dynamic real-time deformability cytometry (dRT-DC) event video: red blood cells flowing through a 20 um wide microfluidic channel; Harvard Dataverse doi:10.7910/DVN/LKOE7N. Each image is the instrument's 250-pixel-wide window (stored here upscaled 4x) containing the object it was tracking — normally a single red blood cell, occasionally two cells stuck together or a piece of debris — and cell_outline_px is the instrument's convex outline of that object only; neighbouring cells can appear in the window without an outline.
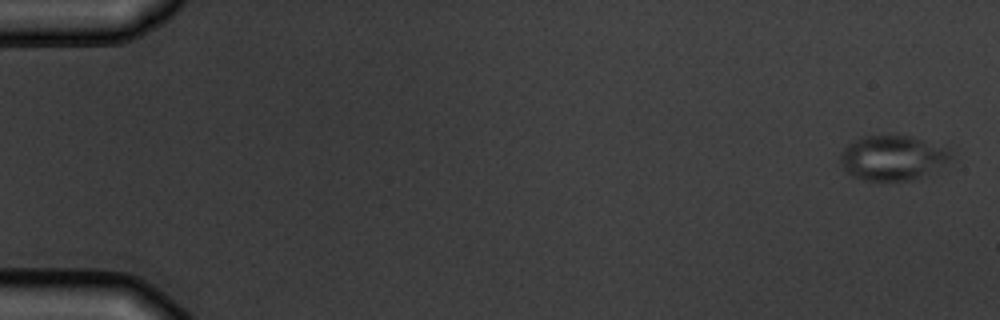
{"species": "common noctule bat (a hibernating species)", "species_latin": "Nyctalus noctula", "temperature_condition": "warm", "stored_images_in_passage": 6, "camera_frame_rate_fps": 3000, "um_per_image_px": 0.085, "animal": {"sex": "male", "body_mass_g": 19.5, "forearm_length_mm": 54.6}, "frame": {"image": 1, "passage_image": 1, "time_ms": 0.0, "image_size_px": [1000, 320], "cell_outline_px": [[952, 156], [936, 176], [916, 180], [864, 180], [852, 176], [844, 172], [840, 164], [840, 152], [848, 144], [864, 136], [912, 136], [944, 148]], "centroid_in_image_um": [75.89, 13.47], "position_along_channel_um": 9.1, "area_um2": 29.36}}